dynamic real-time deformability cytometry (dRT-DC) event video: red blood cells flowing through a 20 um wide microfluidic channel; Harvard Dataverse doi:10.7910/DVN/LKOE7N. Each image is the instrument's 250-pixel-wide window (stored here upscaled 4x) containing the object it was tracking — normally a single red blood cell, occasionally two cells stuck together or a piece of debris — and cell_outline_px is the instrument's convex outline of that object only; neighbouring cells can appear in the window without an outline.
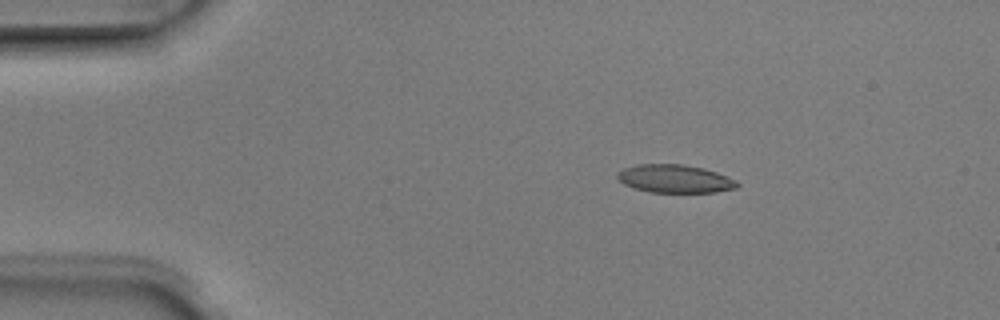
{"species": "Egyptian fruit bat (a non-hibernating species)", "species_latin": "Rousettus aegyptiacus", "temperature_condition": "room temperature", "stored_images_in_passage": 4, "camera_frame_rate_fps": 3000, "um_per_image_px": 0.085, "animal": {"sex": "male"}, "frame": {"image": 1, "passage_image": 1, "time_ms": 0.0, "image_size_px": [1000, 320], "cell_outline_px": [[740, 184], [736, 188], [716, 192], [652, 192], [632, 188], [624, 184], [616, 176], [616, 172], [624, 168], [636, 164], [680, 164], [704, 168], [716, 172], [736, 180]], "centroid_in_image_um": [57.34, 15.19], "position_along_channel_um": 27.7, "area_um2": 19.65}}
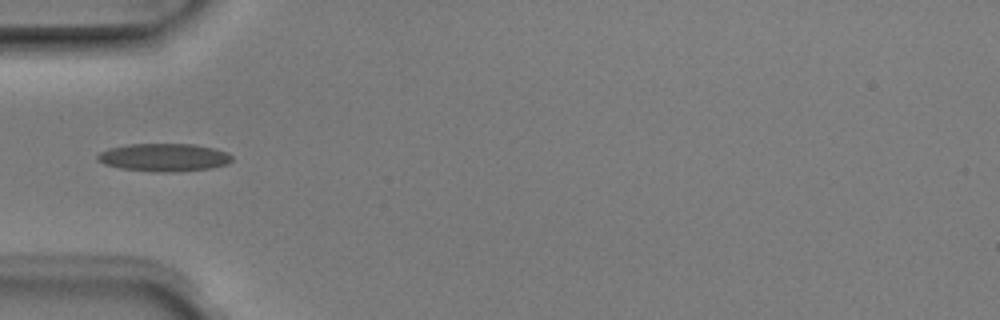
{"frame": {"image": 2, "passage_image": 3, "time_ms": 0.667, "image_size_px": [1000, 320], "cell_outline_px": [[232, 160], [228, 164], [212, 168], [180, 172], [152, 172], [120, 168], [104, 164], [96, 160], [96, 156], [100, 152], [108, 148], [128, 144], [192, 144], [216, 148], [228, 152], [232, 156]], "centroid_in_image_um": [13.95, 13.38], "position_along_channel_um": 71.0, "area_um2": 22.25}}
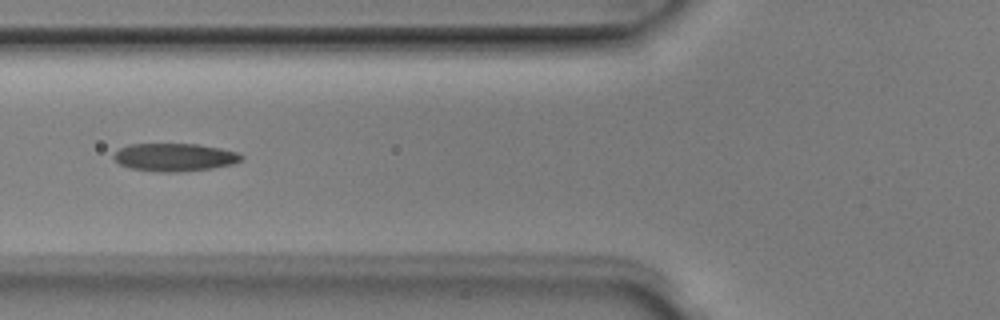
{"frame": {"image": 3, "passage_image": 4, "time_ms": 1.0, "image_size_px": [1000, 320], "cell_outline_px": [[244, 156], [240, 160], [232, 164], [212, 168], [176, 172], [160, 172], [132, 168], [120, 164], [112, 156], [120, 148], [128, 144], [200, 144], [240, 152]], "centroid_in_image_um": [14.87, 13.35], "position_along_channel_um": 110.9, "area_um2": 20.69}}